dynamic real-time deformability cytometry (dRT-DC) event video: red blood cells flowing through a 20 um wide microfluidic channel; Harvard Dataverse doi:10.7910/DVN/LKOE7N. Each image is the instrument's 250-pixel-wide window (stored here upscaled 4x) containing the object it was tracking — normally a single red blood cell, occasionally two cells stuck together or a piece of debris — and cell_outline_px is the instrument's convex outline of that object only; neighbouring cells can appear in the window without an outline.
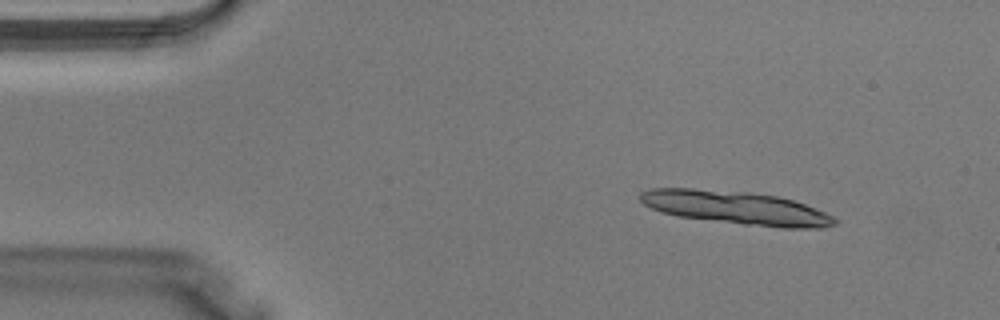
{"species": "Egyptian fruit bat (a non-hibernating species)", "species_latin": "Rousettus aegyptiacus", "temperature_condition": "warm", "stored_images_in_passage": 3, "camera_frame_rate_fps": 3000, "um_per_image_px": 0.085, "animal": {"sex": "male"}, "frame": {"image": 1, "passage_image": 1, "time_ms": 0.0, "image_size_px": [1000, 320], "cell_outline_px": [[836, 224], [824, 228], [780, 228], [744, 224], [680, 216], [660, 212], [644, 204], [640, 200], [640, 192], [648, 188], [692, 188], [752, 192], [776, 196], [792, 200], [804, 204], [824, 212], [832, 216], [836, 220]], "centroid_in_image_um": [62.55, 17.65], "position_along_channel_um": 22.4, "area_um2": 37.51}}